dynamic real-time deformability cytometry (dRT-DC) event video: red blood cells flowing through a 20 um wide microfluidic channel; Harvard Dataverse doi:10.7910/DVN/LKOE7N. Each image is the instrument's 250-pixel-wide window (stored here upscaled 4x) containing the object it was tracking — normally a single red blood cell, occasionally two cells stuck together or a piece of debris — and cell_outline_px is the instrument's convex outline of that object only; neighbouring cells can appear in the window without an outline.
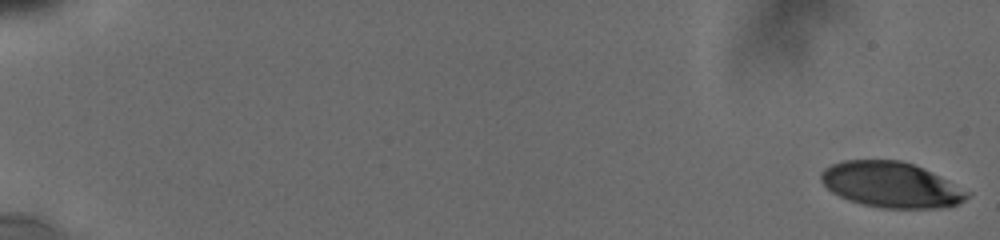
{"species": "human", "species_latin": "Homo sapiens", "temperature_condition": "cold", "stored_images_in_passage": 15, "camera_frame_rate_fps": 3000, "um_per_image_px": 0.085, "donor": {"sex": "male"}, "frame": {"image": 1, "passage_image": 1, "time_ms": 0.0, "image_size_px": [1000, 240], "cell_outline_px": [[972, 192], [964, 200], [948, 208], [880, 208], [848, 200], [832, 192], [820, 180], [820, 172], [824, 168], [832, 164], [844, 160], [900, 160], [924, 168]], "centroid_in_image_um": [75.76, 15.7], "position_along_channel_um": 9.2, "area_um2": 38.9}}
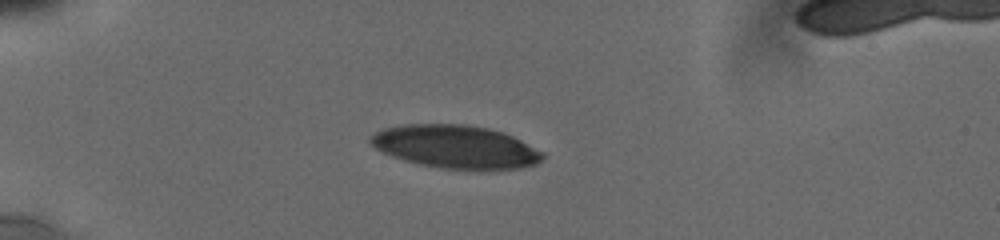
{"frame": {"image": 2, "passage_image": 10, "time_ms": 5.333, "image_size_px": [1000, 240], "cell_outline_px": [[544, 156], [536, 164], [520, 168], [444, 168], [420, 164], [404, 160], [392, 156], [376, 148], [368, 140], [368, 136], [384, 128], [404, 124], [464, 124], [488, 128], [504, 132], [544, 152]], "centroid_in_image_um": [38.7, 12.45], "position_along_channel_um": 46.3, "area_um2": 42.66}}
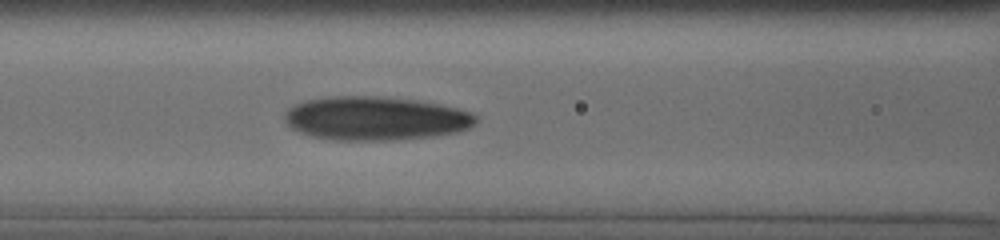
{"frame": {"image": 3, "passage_image": 15, "time_ms": 8.667, "image_size_px": [1000, 240], "cell_outline_px": [[476, 124], [468, 128], [456, 132], [432, 136], [392, 140], [332, 140], [312, 136], [300, 132], [292, 128], [284, 120], [284, 112], [288, 108], [296, 104], [308, 100], [332, 96], [380, 96], [416, 100], [440, 104], [456, 108], [468, 112], [476, 116]], "centroid_in_image_um": [31.89, 10.06], "position_along_channel_um": 134.7, "area_um2": 48.61}}